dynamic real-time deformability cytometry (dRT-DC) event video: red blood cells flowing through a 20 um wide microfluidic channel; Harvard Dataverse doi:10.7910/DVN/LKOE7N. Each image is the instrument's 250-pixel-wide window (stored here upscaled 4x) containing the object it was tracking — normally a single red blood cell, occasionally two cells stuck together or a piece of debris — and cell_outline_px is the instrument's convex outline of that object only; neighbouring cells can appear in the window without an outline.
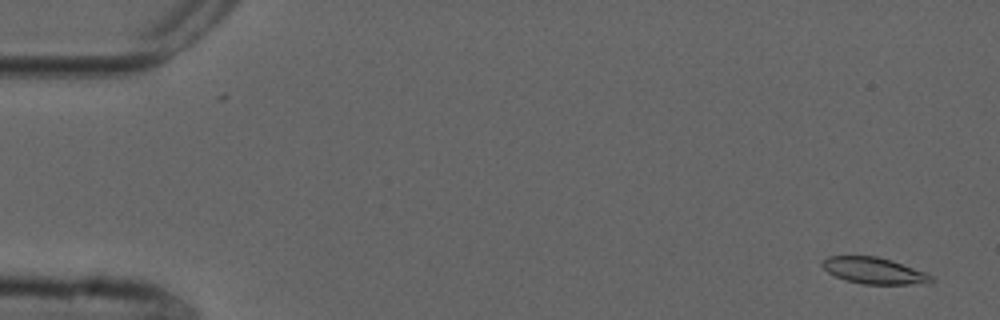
{"species": "common noctule bat (a hibernating species)", "species_latin": "Nyctalus noctula", "temperature_condition": "cold", "stored_images_in_passage": 23, "camera_frame_rate_fps": 3000, "um_per_image_px": 0.085, "animal": {"sex": "male", "forearm_length_mm": 52.5}, "frame": {"image": 1, "passage_image": 3, "time_ms": 0.667, "image_size_px": [1000, 320], "cell_outline_px": [[936, 280], [932, 284], [864, 284], [844, 280], [828, 272], [820, 264], [828, 256], [876, 256], [892, 260], [924, 272], [932, 276]], "centroid_in_image_um": [74.33, 23.02], "position_along_channel_um": 10.7, "area_um2": 16.82}}
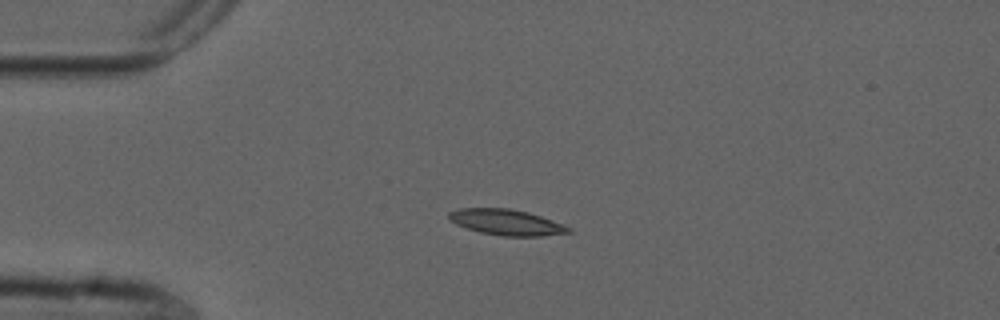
{"frame": {"image": 2, "passage_image": 14, "time_ms": 4.333, "image_size_px": [1000, 320], "cell_outline_px": [[572, 232], [540, 236], [504, 236], [480, 232], [456, 224], [448, 220], [448, 212], [460, 208], [508, 208], [528, 212], [564, 224], [572, 228]], "centroid_in_image_um": [43.04, 18.89], "position_along_channel_um": 42.0, "area_um2": 17.98}}
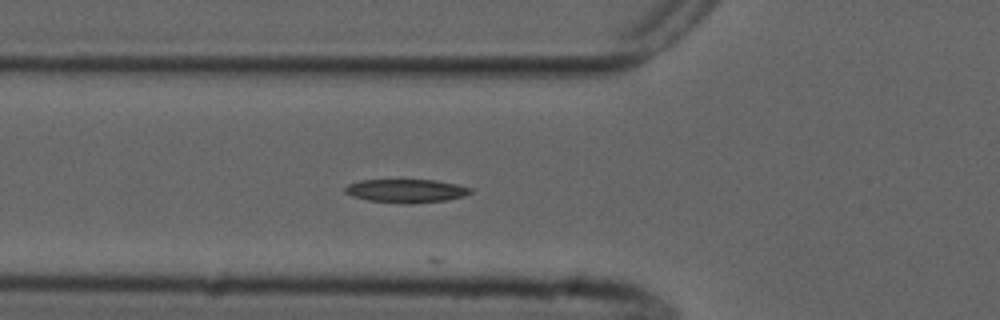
{"frame": {"image": 3, "passage_image": 20, "time_ms": 6.333, "image_size_px": [1000, 320], "cell_outline_px": [[472, 192], [464, 196], [448, 200], [408, 204], [400, 204], [368, 200], [352, 196], [344, 192], [344, 188], [348, 184], [360, 180], [436, 180], [456, 184], [472, 188]], "centroid_in_image_um": [34.52, 16.23], "position_along_channel_um": 91.3, "area_um2": 17.28}}